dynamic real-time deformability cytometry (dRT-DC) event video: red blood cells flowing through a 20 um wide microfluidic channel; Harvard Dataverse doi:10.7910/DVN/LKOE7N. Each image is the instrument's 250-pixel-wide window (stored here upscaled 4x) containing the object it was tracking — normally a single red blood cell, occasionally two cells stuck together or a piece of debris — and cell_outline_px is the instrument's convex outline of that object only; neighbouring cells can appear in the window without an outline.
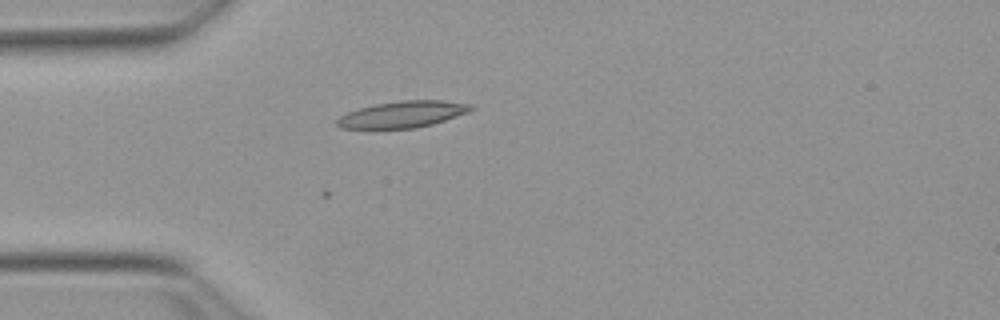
{"species": "Egyptian fruit bat (a non-hibernating species)", "species_latin": "Rousettus aegyptiacus", "temperature_condition": "warm", "stored_images_in_passage": 5, "camera_frame_rate_fps": 3000, "um_per_image_px": 0.085, "animal": {"sex": "female"}, "frame": {"image": 1, "passage_image": 5, "time_ms": 1.333, "image_size_px": [1000, 320], "cell_outline_px": [[476, 108], [468, 112], [432, 124], [416, 128], [340, 128], [336, 124], [336, 120], [340, 116], [348, 112], [360, 108], [376, 104], [400, 100], [444, 100], [472, 104]], "centroid_in_image_um": [34.25, 9.71], "position_along_channel_um": 50.7, "area_um2": 20.58}}